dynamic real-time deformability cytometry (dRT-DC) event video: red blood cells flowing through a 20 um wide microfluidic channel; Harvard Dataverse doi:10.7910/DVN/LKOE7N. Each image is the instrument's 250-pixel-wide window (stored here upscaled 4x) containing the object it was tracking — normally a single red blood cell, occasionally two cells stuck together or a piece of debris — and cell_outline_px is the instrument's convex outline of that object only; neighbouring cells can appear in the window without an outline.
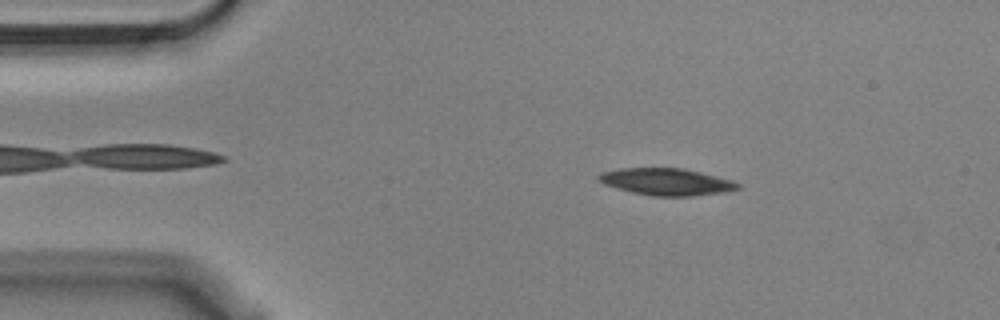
{"species": "Egyptian fruit bat (a non-hibernating species)", "species_latin": "Rousettus aegyptiacus", "temperature_condition": "cold", "stored_images_in_passage": 47, "camera_frame_rate_fps": 3000, "um_per_image_px": 0.085, "animal": {"sex": "male"}, "frame": {"image": 1, "passage_image": 2, "time_ms": 0.333, "image_size_px": [1000, 320], "cell_outline_px": [[740, 188], [724, 192], [692, 196], [652, 196], [632, 192], [616, 188], [604, 184], [596, 176], [600, 172], [620, 168], [684, 168], [732, 180], [740, 184]], "centroid_in_image_um": [56.63, 15.45], "position_along_channel_um": 28.4, "area_um2": 21.85}}
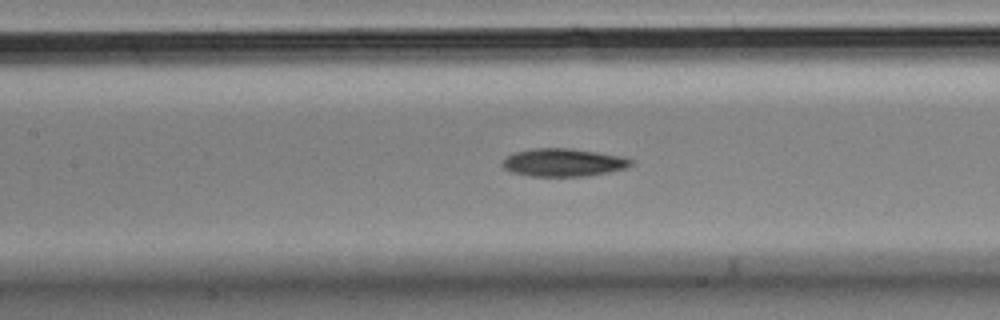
{"frame": {"image": 2, "passage_image": 17, "time_ms": 5.333, "image_size_px": [1000, 320], "cell_outline_px": [[632, 164], [624, 168], [608, 172], [584, 176], [528, 176], [512, 172], [504, 168], [500, 164], [512, 152], [532, 148], [568, 148], [624, 156], [632, 160]], "centroid_in_image_um": [47.84, 13.8], "position_along_channel_um": 159.6, "area_um2": 20.87}}
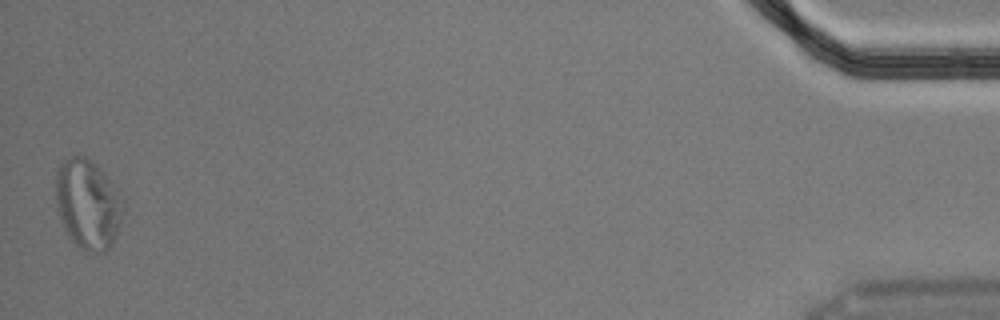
{"frame": {"image": 3, "passage_image": 47, "time_ms": 15.333, "image_size_px": [1000, 320], "cell_outline_px": [[124, 212], [116, 236], [112, 244], [104, 252], [88, 252], [80, 248], [72, 240], [64, 228], [60, 216], [56, 200], [56, 168], [64, 160], [72, 156], [84, 156], [96, 164], [100, 168], [124, 200]], "centroid_in_image_um": [7.48, 17.35], "position_along_channel_um": 427.7, "area_um2": 35.14}, "authors_computed_cell_mechanics": {"area_um2": 21.386, "velocity_mm_per_s": 3.6169, "shape_relaxation_time_tau1_ms": null, "shape_relaxation_time_tau2_ms": 4.8806, "deformation_change_tau1": null, "deformation_change_tau2": 0.1401}}